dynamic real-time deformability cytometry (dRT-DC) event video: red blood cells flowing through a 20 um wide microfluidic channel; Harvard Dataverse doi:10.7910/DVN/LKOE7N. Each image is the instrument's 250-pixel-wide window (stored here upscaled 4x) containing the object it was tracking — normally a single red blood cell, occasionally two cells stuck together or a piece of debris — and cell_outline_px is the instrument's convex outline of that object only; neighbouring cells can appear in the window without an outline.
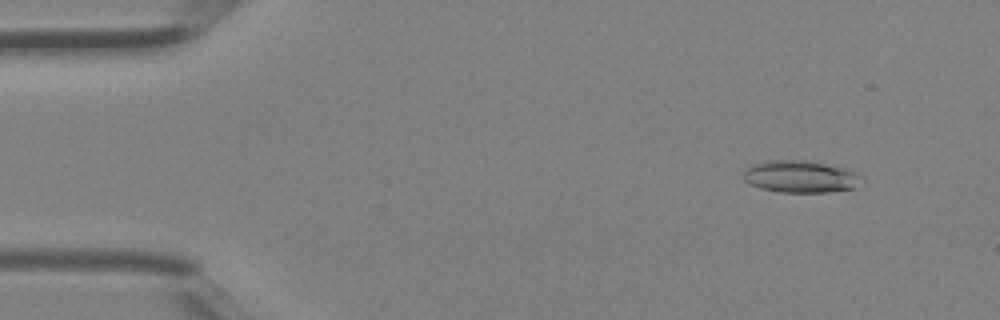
{"species": "Egyptian fruit bat (a non-hibernating species)", "species_latin": "Rousettus aegyptiacus", "temperature_condition": "room temperature", "stored_images_in_passage": 42, "camera_frame_rate_fps": 3000, "um_per_image_px": 0.085, "animal": {"sex": "female"}, "frame": {"image": 1, "passage_image": 5, "time_ms": 1.333, "image_size_px": [1000, 320], "cell_outline_px": [[864, 176], [852, 188], [828, 192], [780, 192], [760, 188], [744, 180], [744, 168], [752, 164], [764, 160], [804, 160], [844, 168], [856, 172]], "centroid_in_image_um": [67.99, 15.0], "position_along_channel_um": 17.0, "area_um2": 21.96}}
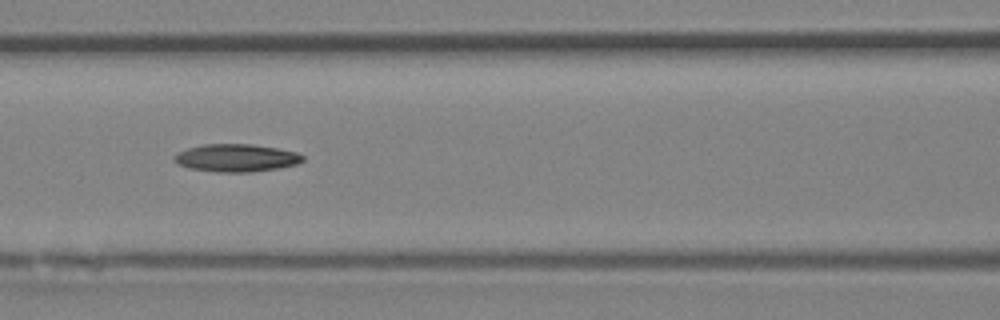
{"frame": {"image": 2, "passage_image": 19, "time_ms": 6.0, "image_size_px": [1000, 320], "cell_outline_px": [[304, 160], [296, 164], [280, 168], [252, 172], [216, 172], [188, 168], [172, 160], [172, 156], [188, 148], [204, 144], [248, 144], [276, 148], [296, 152], [304, 156]], "centroid_in_image_um": [20.07, 13.43], "position_along_channel_um": 146.5, "area_um2": 20.69}}
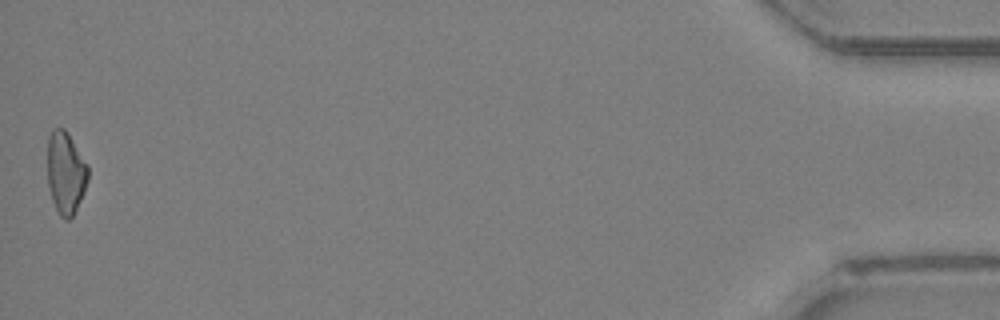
{"frame": {"image": 3, "passage_image": 42, "time_ms": 13.667, "image_size_px": [1000, 320], "cell_outline_px": [[88, 180], [84, 192], [72, 216], [68, 220], [64, 220], [60, 216], [52, 200], [48, 184], [48, 136], [52, 128], [64, 128], [68, 132], [88, 164]], "centroid_in_image_um": [5.59, 14.65], "position_along_channel_um": 429.6, "area_um2": 19.54}}